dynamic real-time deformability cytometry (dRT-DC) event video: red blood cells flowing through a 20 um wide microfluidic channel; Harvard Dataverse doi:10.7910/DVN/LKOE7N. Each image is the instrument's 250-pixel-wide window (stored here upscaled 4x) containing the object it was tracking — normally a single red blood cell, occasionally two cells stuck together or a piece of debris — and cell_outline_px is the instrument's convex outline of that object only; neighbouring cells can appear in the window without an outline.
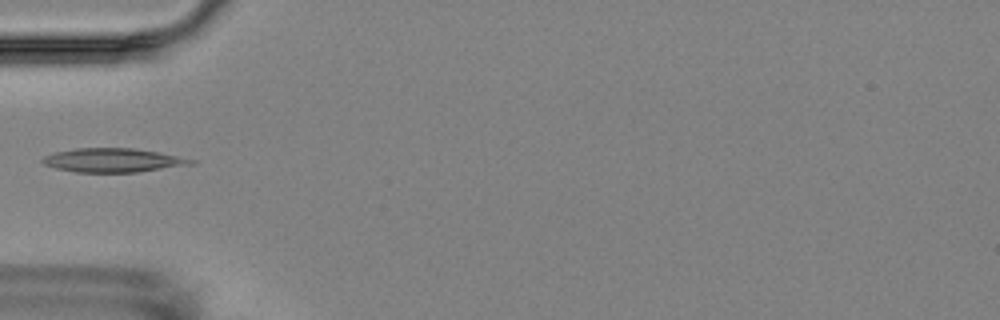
{"species": "Egyptian fruit bat (a non-hibernating species)", "species_latin": "Rousettus aegyptiacus", "temperature_condition": "room temperature", "stored_images_in_passage": 1, "camera_frame_rate_fps": 3000, "um_per_image_px": 0.085, "animal": {"sex": "female"}, "frame": {"image": 1, "passage_image": 1, "time_ms": 0.0, "image_size_px": [1000, 320], "cell_outline_px": [[196, 164], [136, 172], [76, 172], [56, 168], [44, 164], [40, 160], [44, 156], [56, 152], [76, 148], [132, 148], [160, 152], [196, 160]], "centroid_in_image_um": [9.63, 13.62], "position_along_channel_um": 75.4, "area_um2": 20.63}}